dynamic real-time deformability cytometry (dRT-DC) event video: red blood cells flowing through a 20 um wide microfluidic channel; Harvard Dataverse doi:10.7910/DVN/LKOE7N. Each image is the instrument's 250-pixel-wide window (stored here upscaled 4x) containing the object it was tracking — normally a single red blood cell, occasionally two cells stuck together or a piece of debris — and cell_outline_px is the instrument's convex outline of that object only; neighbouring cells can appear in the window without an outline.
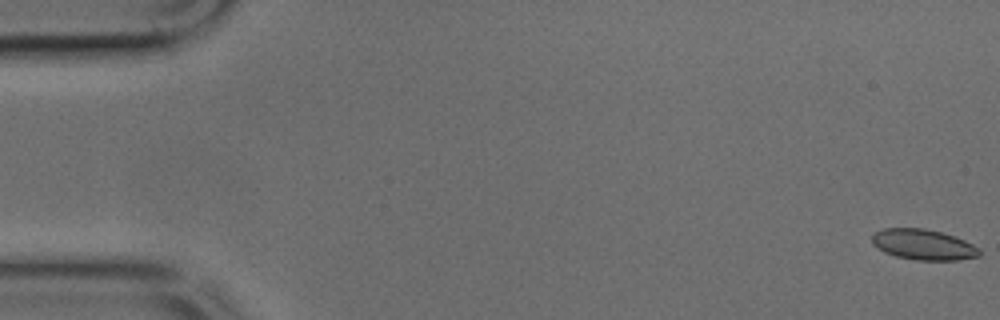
{"species": "common noctule bat (a hibernating species)", "species_latin": "Nyctalus noctula", "temperature_condition": "cold", "stored_images_in_passage": 49, "camera_frame_rate_fps": 3000, "um_per_image_px": 0.085, "animal": {"sex": "male", "body_mass_g": 17.9, "forearm_length_mm": 54.2}, "frame": {"image": 1, "passage_image": 1, "time_ms": 0.0, "image_size_px": [1000, 320], "cell_outline_px": [[980, 256], [956, 260], [916, 260], [896, 256], [884, 252], [872, 244], [872, 236], [876, 232], [884, 228], [924, 228], [940, 232], [964, 240], [980, 248]], "centroid_in_image_um": [78.48, 20.79], "position_along_channel_um": 6.5, "area_um2": 19.02}}
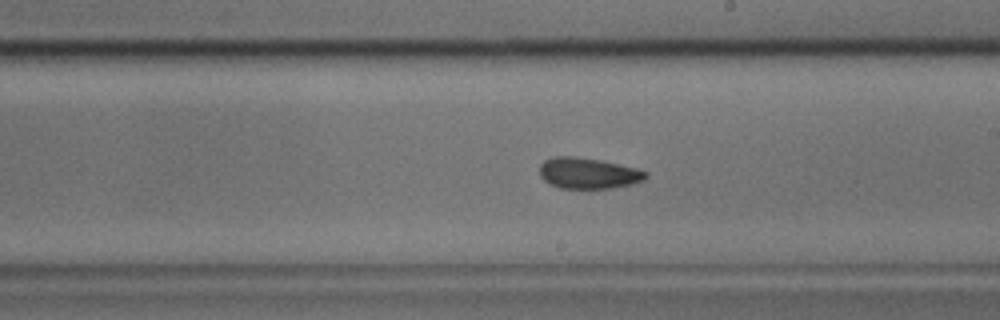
{"frame": {"image": 2, "passage_image": 28, "time_ms": 9.0, "image_size_px": [1000, 320], "cell_outline_px": [[648, 176], [644, 180], [632, 184], [612, 188], [560, 188], [548, 184], [540, 176], [540, 164], [544, 160], [552, 156], [576, 156], [600, 160], [636, 168], [648, 172]], "centroid_in_image_um": [49.98, 14.72], "position_along_channel_um": 239.0, "area_um2": 19.31}}
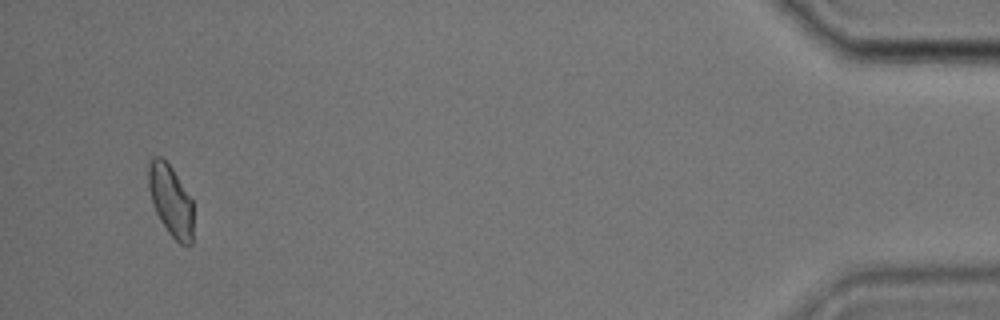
{"frame": {"image": 3, "passage_image": 47, "time_ms": 15.333, "image_size_px": [1000, 320], "cell_outline_px": [[192, 244], [180, 244], [168, 232], [160, 220], [152, 204], [148, 188], [148, 160], [152, 156], [160, 156], [172, 168], [192, 200]], "centroid_in_image_um": [14.48, 17.01], "position_along_channel_um": 420.7, "area_um2": 18.55}}